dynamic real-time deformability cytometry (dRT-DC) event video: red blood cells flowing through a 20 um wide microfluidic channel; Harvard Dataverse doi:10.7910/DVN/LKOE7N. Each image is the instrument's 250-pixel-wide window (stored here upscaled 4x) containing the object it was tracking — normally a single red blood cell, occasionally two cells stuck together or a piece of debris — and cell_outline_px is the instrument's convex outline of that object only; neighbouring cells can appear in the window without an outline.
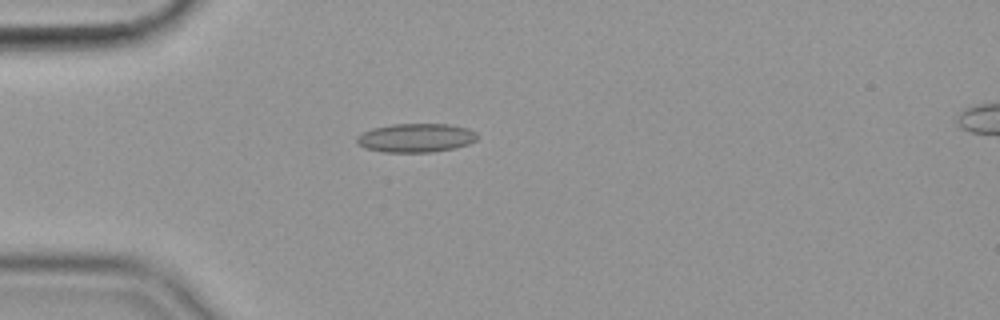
{"species": "common noctule bat (a hibernating species)", "species_latin": "Nyctalus noctula", "temperature_condition": "cold", "stored_images_in_passage": 56, "camera_frame_rate_fps": 3000, "um_per_image_px": 0.085, "animal": {"sex": "female", "body_mass_g": 19.9}, "frame": {"image": 1, "passage_image": 15, "time_ms": 4.667, "image_size_px": [1000, 320], "cell_outline_px": [[476, 140], [468, 144], [456, 148], [432, 152], [384, 152], [364, 148], [356, 144], [356, 136], [372, 128], [392, 124], [448, 124], [468, 128], [476, 132]], "centroid_in_image_um": [35.33, 11.72], "position_along_channel_um": 49.7, "area_um2": 20.35}}
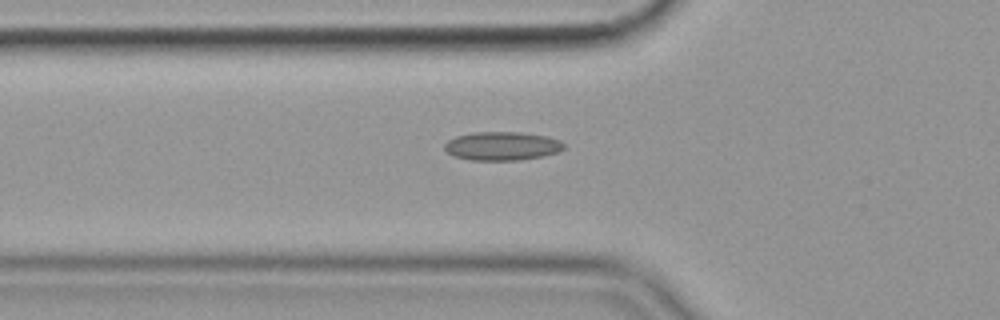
{"frame": {"image": 2, "passage_image": 19, "time_ms": 6.0, "image_size_px": [1000, 320], "cell_outline_px": [[564, 148], [556, 152], [544, 156], [520, 160], [472, 160], [452, 156], [444, 148], [444, 144], [448, 140], [456, 136], [472, 132], [520, 132], [548, 136], [560, 140], [564, 144]], "centroid_in_image_um": [42.67, 12.41], "position_along_channel_um": 83.1, "area_um2": 20.0}}
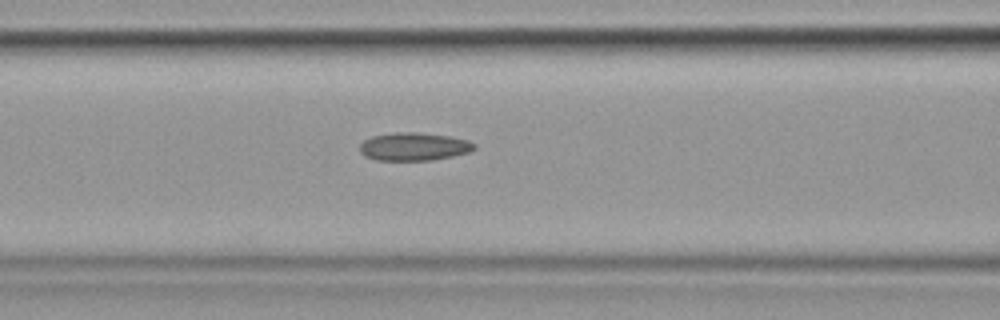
{"frame": {"image": 3, "passage_image": 23, "time_ms": 7.333, "image_size_px": [1000, 320], "cell_outline_px": [[476, 148], [472, 152], [432, 160], [376, 160], [364, 156], [360, 152], [360, 144], [364, 140], [372, 136], [396, 132], [416, 132], [448, 136], [468, 140], [476, 144]], "centroid_in_image_um": [35.2, 12.46], "position_along_channel_um": 131.4, "area_um2": 18.79}, "authors_computed_cell_mechanics": {"area_um2": 18.9584, "velocity_mm_per_s": 3.5847, "shape_relaxation_time_tau1_ms": null, "shape_relaxation_time_tau2_ms": 5.5991, "deformation_change_tau1": null, "deformation_change_tau2": 0.1273}}